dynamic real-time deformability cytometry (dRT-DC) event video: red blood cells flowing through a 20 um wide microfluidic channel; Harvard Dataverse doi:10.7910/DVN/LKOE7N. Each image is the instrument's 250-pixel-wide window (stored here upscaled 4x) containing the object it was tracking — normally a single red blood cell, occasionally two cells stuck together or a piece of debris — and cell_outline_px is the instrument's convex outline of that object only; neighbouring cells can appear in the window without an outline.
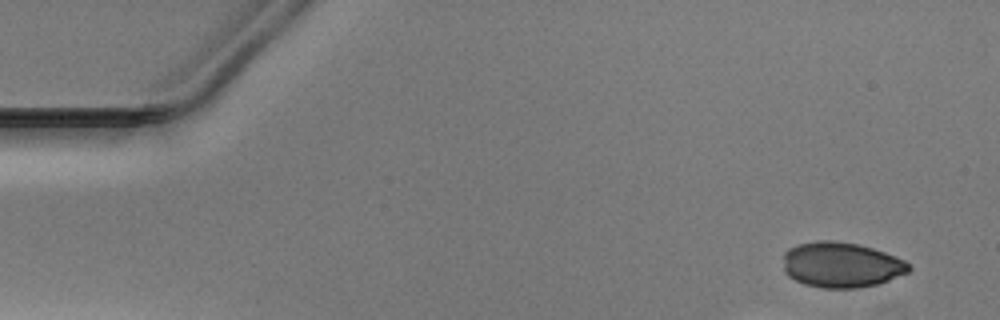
{"species": "Egyptian fruit bat (a non-hibernating species)", "species_latin": "Rousettus aegyptiacus", "temperature_condition": "warm", "stored_images_in_passage": 13, "camera_frame_rate_fps": 3000, "um_per_image_px": 0.085, "animal": {"sex": "male"}, "frame": {"image": 1, "passage_image": 1, "time_ms": 0.0, "image_size_px": [1000, 320], "cell_outline_px": [[912, 268], [908, 272], [888, 280], [876, 284], [856, 288], [824, 288], [804, 284], [788, 276], [784, 272], [784, 252], [788, 248], [796, 244], [816, 240], [836, 240], [860, 244], [884, 252], [904, 260]], "centroid_in_image_um": [71.47, 22.49], "position_along_channel_um": 13.5, "area_um2": 33.35}}